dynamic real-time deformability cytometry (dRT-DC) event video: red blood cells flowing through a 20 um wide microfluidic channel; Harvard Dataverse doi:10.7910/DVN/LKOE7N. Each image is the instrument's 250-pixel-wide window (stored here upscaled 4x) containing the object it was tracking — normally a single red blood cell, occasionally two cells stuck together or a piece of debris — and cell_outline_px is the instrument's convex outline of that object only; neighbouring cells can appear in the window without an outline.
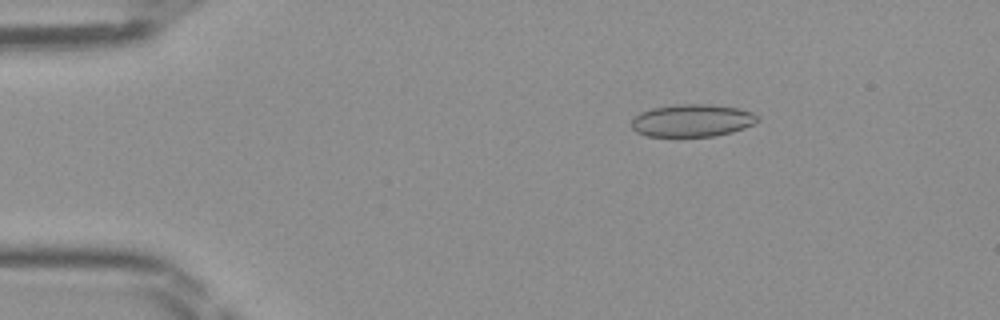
{"species": "Egyptian fruit bat (a non-hibernating species)", "species_latin": "Rousettus aegyptiacus", "temperature_condition": "room temperature", "stored_images_in_passage": 47, "camera_frame_rate_fps": 3000, "um_per_image_px": 0.085, "frame": {"image": 1, "passage_image": 8, "time_ms": 2.333, "image_size_px": [1000, 320], "cell_outline_px": [[760, 120], [744, 128], [732, 132], [716, 136], [648, 136], [636, 132], [632, 128], [632, 120], [640, 112], [652, 108], [676, 104], [712, 104], [736, 108], [752, 112], [760, 116]], "centroid_in_image_um": [58.85, 10.24], "position_along_channel_um": 26.1, "area_um2": 23.93}}
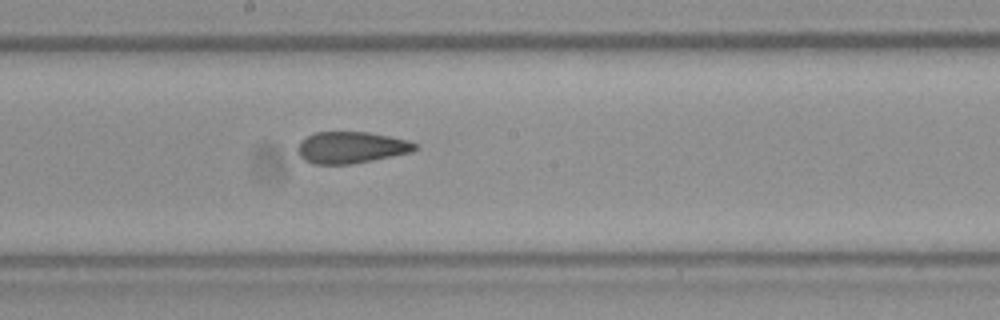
{"frame": {"image": 2, "passage_image": 26, "time_ms": 8.333, "image_size_px": [1000, 320], "cell_outline_px": [[420, 148], [412, 152], [352, 164], [312, 164], [304, 160], [300, 156], [296, 148], [300, 140], [316, 132], [368, 132], [408, 140], [420, 144]], "centroid_in_image_um": [29.86, 12.54], "position_along_channel_um": 218.3, "area_um2": 21.79}}
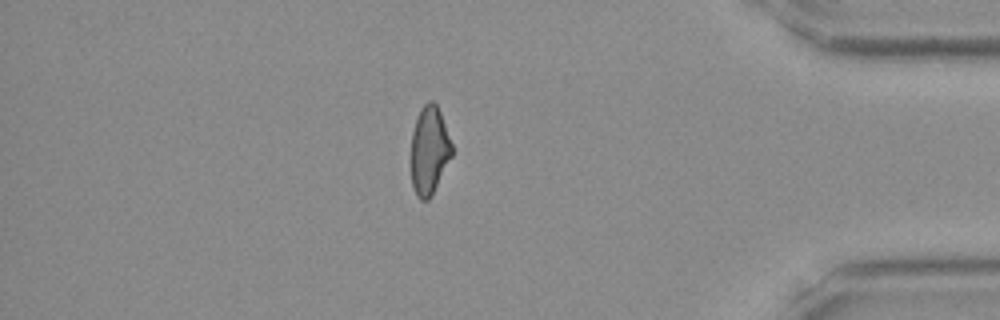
{"frame": {"image": 3, "passage_image": 41, "time_ms": 13.333, "image_size_px": [1000, 320], "cell_outline_px": [[452, 156], [432, 196], [428, 200], [420, 200], [416, 196], [412, 188], [412, 132], [420, 108], [428, 100], [432, 100], [436, 104], [440, 112], [452, 144]], "centroid_in_image_um": [36.49, 12.81], "position_along_channel_um": 398.7, "area_um2": 20.98}}